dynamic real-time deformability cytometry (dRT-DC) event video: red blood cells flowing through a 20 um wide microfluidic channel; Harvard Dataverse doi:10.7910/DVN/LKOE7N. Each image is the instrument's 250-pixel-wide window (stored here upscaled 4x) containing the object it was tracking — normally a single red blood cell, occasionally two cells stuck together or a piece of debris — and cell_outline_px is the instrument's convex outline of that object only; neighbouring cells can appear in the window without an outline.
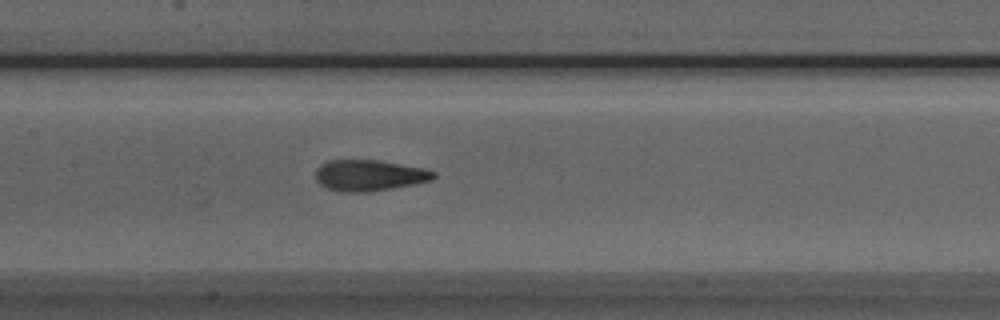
{"species": "Egyptian fruit bat (a non-hibernating species)", "species_latin": "Rousettus aegyptiacus", "temperature_condition": "room temperature", "stored_images_in_passage": 39, "camera_frame_rate_fps": 3000, "um_per_image_px": 0.085, "animal": {"sex": "male"}, "frame": {"image": 1, "passage_image": 14, "time_ms": 4.333, "image_size_px": [1000, 320], "cell_outline_px": [[436, 176], [432, 180], [372, 192], [340, 192], [328, 188], [320, 184], [316, 180], [316, 168], [320, 164], [328, 160], [380, 160], [424, 168], [436, 172]], "centroid_in_image_um": [31.38, 14.9], "position_along_channel_um": 176.0, "area_um2": 21.5}}
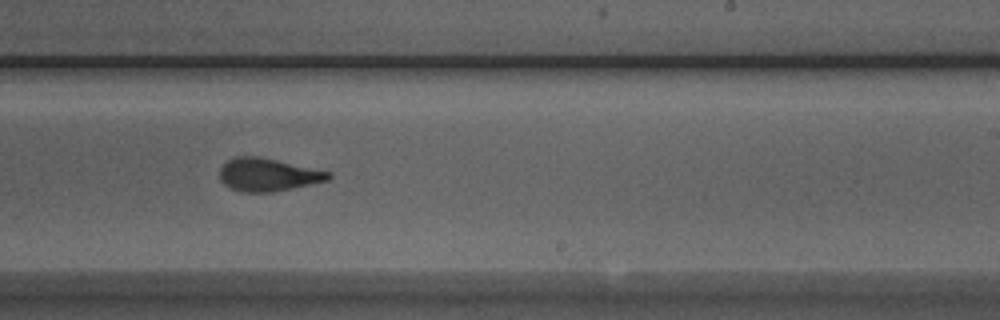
{"frame": {"image": 2, "passage_image": 21, "time_ms": 6.667, "image_size_px": [1000, 320], "cell_outline_px": [[332, 176], [328, 180], [292, 188], [272, 192], [240, 192], [224, 184], [220, 180], [220, 168], [228, 160], [236, 156], [260, 156], [332, 172]], "centroid_in_image_um": [22.78, 14.84], "position_along_channel_um": 266.2, "area_um2": 20.87}}
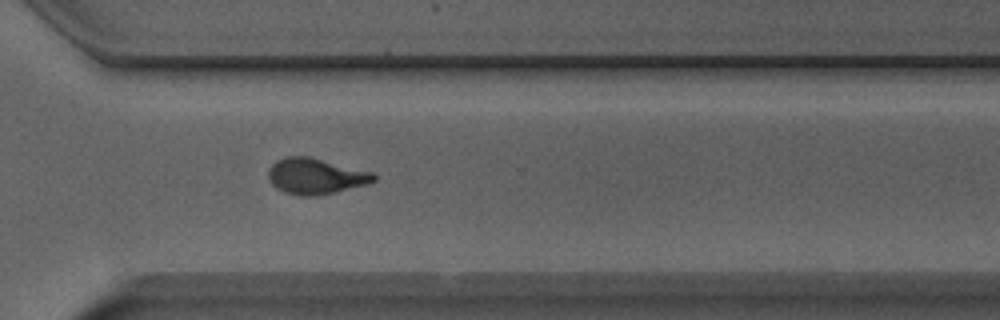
{"frame": {"image": 3, "passage_image": 27, "time_ms": 8.667, "image_size_px": [1000, 320], "cell_outline_px": [[376, 180], [368, 184], [316, 196], [300, 196], [284, 192], [276, 188], [272, 184], [268, 176], [268, 168], [276, 160], [284, 156], [308, 156], [376, 172]], "centroid_in_image_um": [26.84, 14.96], "position_along_channel_um": 343.8, "area_um2": 22.31}, "authors_computed_cell_mechanics": {"area_um2": 21.3282, "velocity_mm_per_s": 3.8795, "shape_relaxation_time_tau1_ms": 3.8717, "shape_relaxation_time_tau2_ms": 1.687, "deformation_change_tau1": 0.1974, "deformation_change_tau2": 0.1073}}